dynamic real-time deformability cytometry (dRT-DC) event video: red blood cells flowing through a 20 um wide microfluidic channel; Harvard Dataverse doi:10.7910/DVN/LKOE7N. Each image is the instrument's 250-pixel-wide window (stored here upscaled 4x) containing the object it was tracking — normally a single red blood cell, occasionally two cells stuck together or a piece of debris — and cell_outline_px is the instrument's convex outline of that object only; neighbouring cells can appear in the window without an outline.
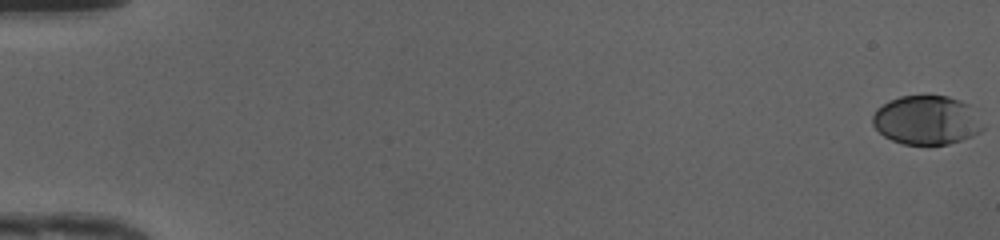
{"species": "human", "species_latin": "Homo sapiens", "temperature_condition": "cold", "stored_images_in_passage": 50, "camera_frame_rate_fps": 3000, "um_per_image_px": 0.085, "donor": {"sex": "female"}, "frame": {"image": 1, "passage_image": 1, "time_ms": 0.0, "image_size_px": [1000, 240], "cell_outline_px": [[984, 128], [980, 132], [972, 136], [948, 144], [904, 144], [892, 140], [884, 136], [872, 124], [872, 116], [876, 108], [900, 96], [948, 96], [960, 100], [968, 104]], "centroid_in_image_um": [78.73, 10.21], "position_along_channel_um": 6.3, "area_um2": 31.1}}
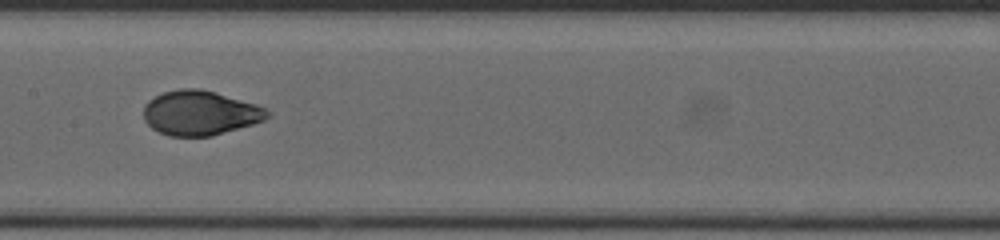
{"frame": {"image": 2, "passage_image": 27, "time_ms": 8.667, "image_size_px": [1000, 240], "cell_outline_px": [[272, 116], [264, 120], [252, 124], [212, 136], [168, 136], [152, 128], [144, 120], [144, 104], [148, 100], [164, 92], [180, 88], [200, 88], [216, 92], [256, 104], [272, 112]], "centroid_in_image_um": [17.02, 9.59], "position_along_channel_um": 190.4, "area_um2": 32.25}}
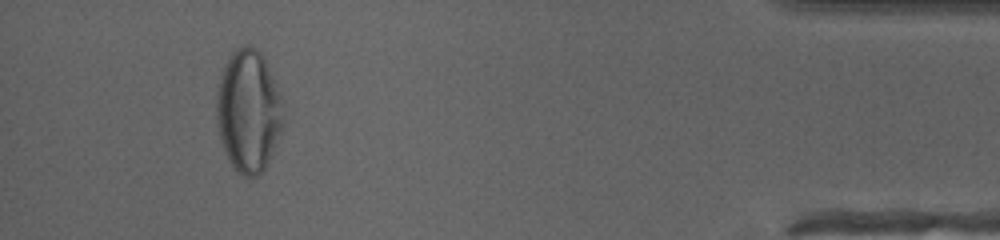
{"frame": {"image": 3, "passage_image": 47, "time_ms": 15.333, "image_size_px": [1000, 240], "cell_outline_px": [[280, 132], [272, 152], [264, 168], [256, 176], [240, 176], [232, 168], [224, 152], [216, 128], [216, 92], [220, 76], [224, 64], [232, 52], [236, 48], [244, 44], [252, 44], [264, 56], [280, 96]], "centroid_in_image_um": [21.04, 9.42], "position_along_channel_um": 414.2, "area_um2": 47.45}, "authors_computed_cell_mechanics": {"area_um2": 32.1079, "velocity_mm_per_s": 4.2094, "shape_relaxation_time_tau1_ms": 4.5324, "shape_relaxation_time_tau2_ms": null, "deformation_change_tau1": 0.2019, "deformation_change_tau2": null}}